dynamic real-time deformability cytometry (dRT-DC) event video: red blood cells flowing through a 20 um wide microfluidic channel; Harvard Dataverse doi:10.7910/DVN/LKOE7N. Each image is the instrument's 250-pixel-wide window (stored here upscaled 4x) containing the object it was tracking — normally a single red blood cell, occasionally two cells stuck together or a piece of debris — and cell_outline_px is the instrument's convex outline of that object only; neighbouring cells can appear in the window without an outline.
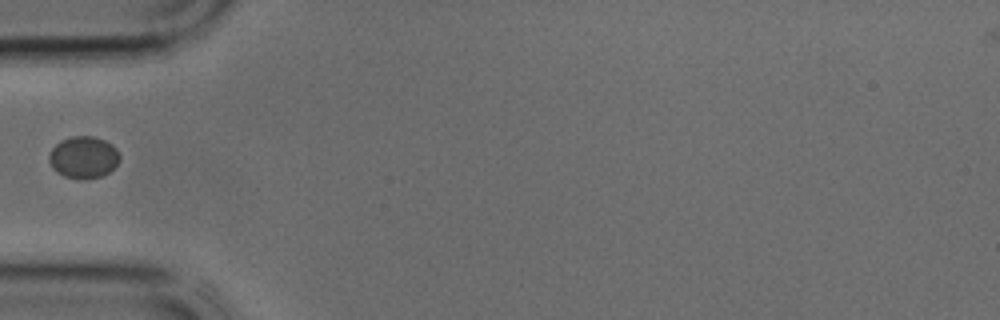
{"species": "common noctule bat (a hibernating species)", "species_latin": "Nyctalus noctula", "temperature_condition": "cold", "stored_images_in_passage": 26, "camera_frame_rate_fps": 3000, "um_per_image_px": 0.085, "animal": {"sex": "male", "body_mass_g": 17.9, "forearm_length_mm": 54.2}, "frame": {"image": 1, "passage_image": 1, "time_ms": 0.0, "image_size_px": [1000, 320], "cell_outline_px": [[120, 160], [108, 172], [100, 176], [64, 176], [56, 172], [52, 168], [48, 160], [48, 156], [52, 148], [60, 140], [72, 136], [92, 136], [104, 140], [112, 144], [116, 148], [120, 156]], "centroid_in_image_um": [7.08, 13.31], "position_along_channel_um": 77.9, "area_um2": 16.82}}
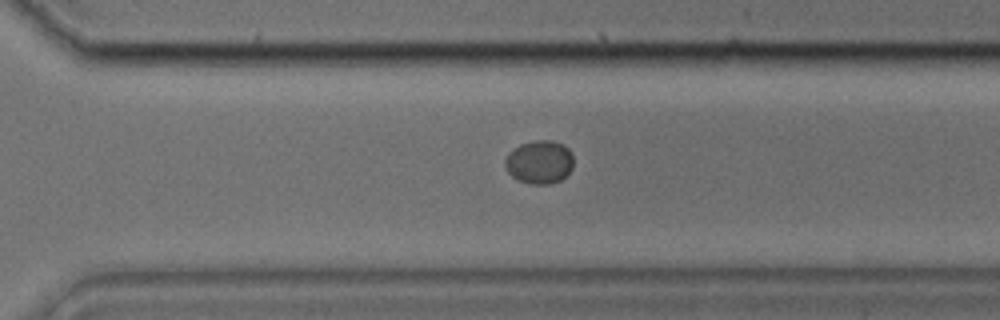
{"frame": {"image": 2, "passage_image": 15, "time_ms": 4.667, "image_size_px": [1000, 320], "cell_outline_px": [[572, 168], [560, 180], [548, 184], [528, 184], [516, 180], [504, 168], [504, 160], [508, 152], [512, 148], [520, 144], [536, 140], [552, 140], [564, 144], [572, 152]], "centroid_in_image_um": [45.81, 13.76], "position_along_channel_um": 324.8, "area_um2": 17.57}}
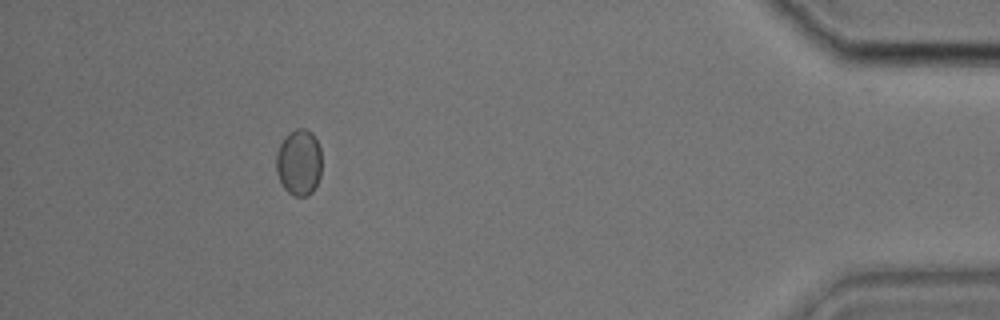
{"frame": {"image": 3, "passage_image": 23, "time_ms": 7.333, "image_size_px": [1000, 320], "cell_outline_px": [[320, 176], [312, 192], [308, 196], [292, 196], [280, 184], [276, 172], [276, 152], [284, 136], [288, 132], [296, 128], [304, 128], [312, 132], [320, 148]], "centroid_in_image_um": [25.38, 13.8], "position_along_channel_um": 409.8, "area_um2": 17.8}}